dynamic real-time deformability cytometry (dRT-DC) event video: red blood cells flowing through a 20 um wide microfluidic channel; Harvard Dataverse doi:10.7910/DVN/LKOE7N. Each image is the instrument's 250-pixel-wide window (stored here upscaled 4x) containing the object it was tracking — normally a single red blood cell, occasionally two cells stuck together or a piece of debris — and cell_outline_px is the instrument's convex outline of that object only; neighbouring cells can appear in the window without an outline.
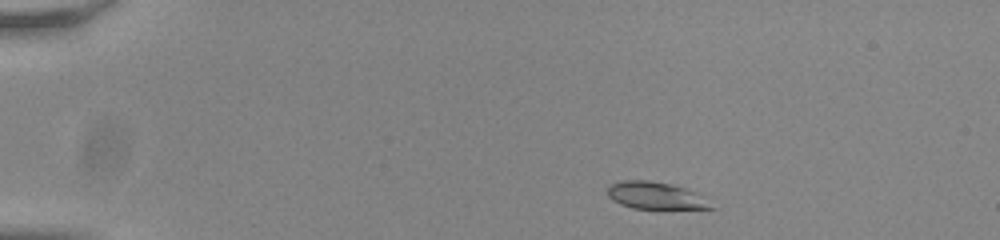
{"species": "common noctule bat (a hibernating species)", "species_latin": "Nyctalus noctula", "temperature_condition": "room temperature", "stored_images_in_passage": 49, "camera_frame_rate_fps": 3000, "um_per_image_px": 0.085, "animal": {"sex": "male", "body_mass_g": 20.0, "forearm_length_mm": 53.3}, "frame": {"image": 1, "passage_image": 4, "time_ms": 1.0, "image_size_px": [1000, 240], "cell_outline_px": [[716, 208], [632, 208], [620, 204], [612, 200], [608, 196], [608, 184], [624, 180], [648, 180], [672, 184], [696, 192], [704, 196]], "centroid_in_image_um": [55.71, 16.61], "position_along_channel_um": 29.3, "area_um2": 16.36}}
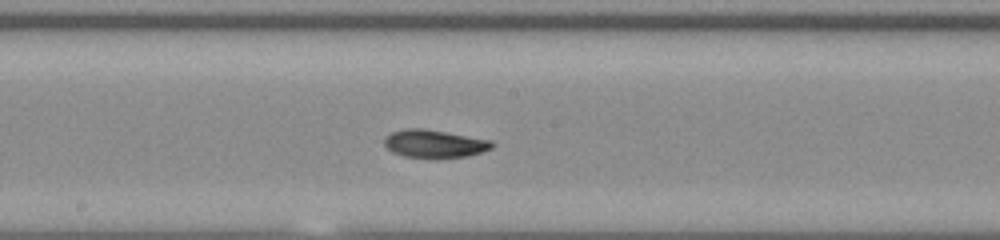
{"frame": {"image": 2, "passage_image": 25, "time_ms": 8.0, "image_size_px": [1000, 240], "cell_outline_px": [[496, 144], [492, 148], [468, 156], [440, 160], [436, 160], [404, 156], [392, 152], [384, 144], [384, 136], [392, 132], [408, 128], [424, 128], [492, 140]], "centroid_in_image_um": [36.94, 12.24], "position_along_channel_um": 211.3, "area_um2": 18.09}}
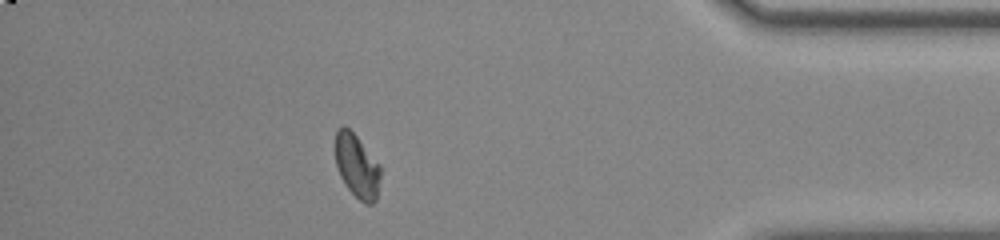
{"frame": {"image": 3, "passage_image": 43, "time_ms": 14.0, "image_size_px": [1000, 240], "cell_outline_px": [[380, 176], [376, 200], [372, 204], [364, 204], [344, 184], [340, 176], [336, 164], [336, 132], [340, 124], [344, 124], [356, 136], [380, 164]], "centroid_in_image_um": [30.34, 14.11], "position_along_channel_um": 404.9, "area_um2": 16.65}, "authors_computed_cell_mechanics": {"area_um2": 17.1666, "velocity_mm_per_s": 3.8001, "shape_relaxation_time_tau1_ms": null, "shape_relaxation_time_tau2_ms": 5.1218, "deformation_change_tau1": null, "deformation_change_tau2": 0.0461}}